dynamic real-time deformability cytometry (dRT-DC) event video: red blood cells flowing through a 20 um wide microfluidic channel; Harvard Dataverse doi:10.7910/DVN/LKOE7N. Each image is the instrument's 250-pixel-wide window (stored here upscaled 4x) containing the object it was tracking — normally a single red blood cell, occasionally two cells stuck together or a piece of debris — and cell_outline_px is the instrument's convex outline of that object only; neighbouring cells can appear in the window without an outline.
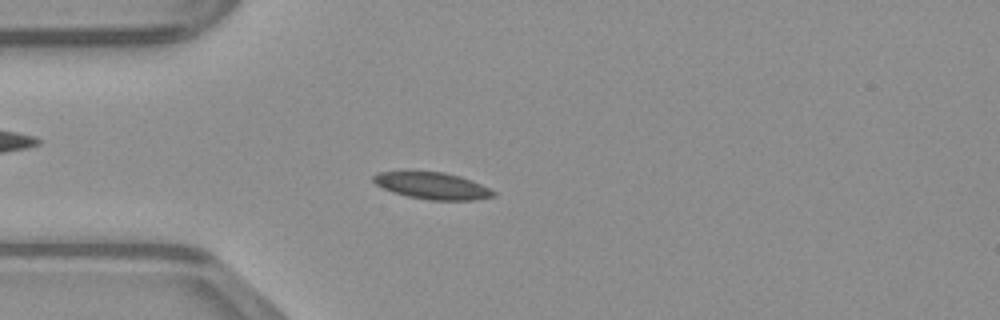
{"species": "common noctule bat (a hibernating species)", "species_latin": "Nyctalus noctula", "temperature_condition": "warm", "stored_images_in_passage": 49, "camera_frame_rate_fps": 3000, "um_per_image_px": 0.085, "animal": {"sex": "male", "body_mass_g": 23.1, "forearm_length_mm": 52.7}, "frame": {"image": 1, "passage_image": 13, "time_ms": 4.0, "image_size_px": [1000, 320], "cell_outline_px": [[496, 196], [476, 200], [428, 200], [408, 196], [392, 192], [376, 184], [372, 180], [372, 176], [380, 172], [444, 172], [460, 176], [480, 184], [496, 192]], "centroid_in_image_um": [36.77, 15.8], "position_along_channel_um": 48.2, "area_um2": 18.55}}
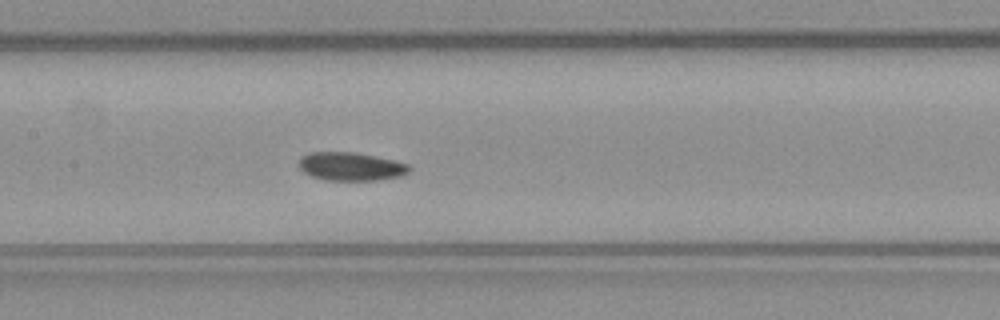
{"frame": {"image": 2, "passage_image": 23, "time_ms": 7.333, "image_size_px": [1000, 320], "cell_outline_px": [[412, 168], [408, 172], [400, 176], [376, 180], [324, 180], [312, 176], [304, 172], [300, 168], [300, 156], [308, 152], [356, 152], [392, 160], [408, 164]], "centroid_in_image_um": [29.8, 14.14], "position_along_channel_um": 177.6, "area_um2": 18.15}}
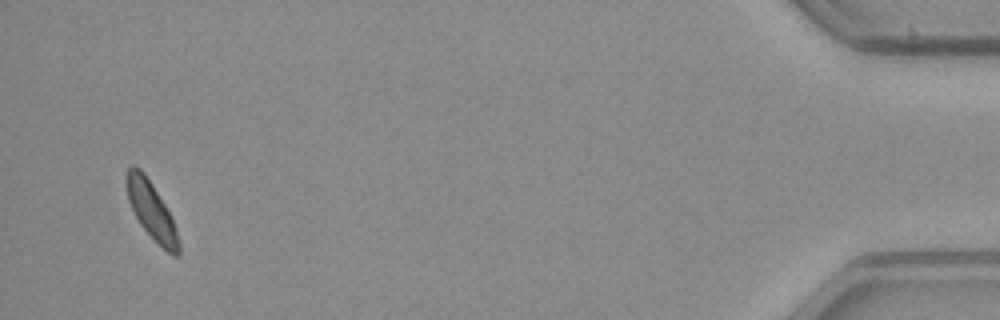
{"frame": {"image": 3, "passage_image": 47, "time_ms": 15.333, "image_size_px": [1000, 320], "cell_outline_px": [[180, 256], [172, 256], [140, 224], [128, 200], [128, 168], [132, 164], [140, 168], [144, 172], [152, 184], [164, 204], [176, 228], [180, 244]], "centroid_in_image_um": [12.91, 17.92], "position_along_channel_um": 422.3, "area_um2": 16.7}}